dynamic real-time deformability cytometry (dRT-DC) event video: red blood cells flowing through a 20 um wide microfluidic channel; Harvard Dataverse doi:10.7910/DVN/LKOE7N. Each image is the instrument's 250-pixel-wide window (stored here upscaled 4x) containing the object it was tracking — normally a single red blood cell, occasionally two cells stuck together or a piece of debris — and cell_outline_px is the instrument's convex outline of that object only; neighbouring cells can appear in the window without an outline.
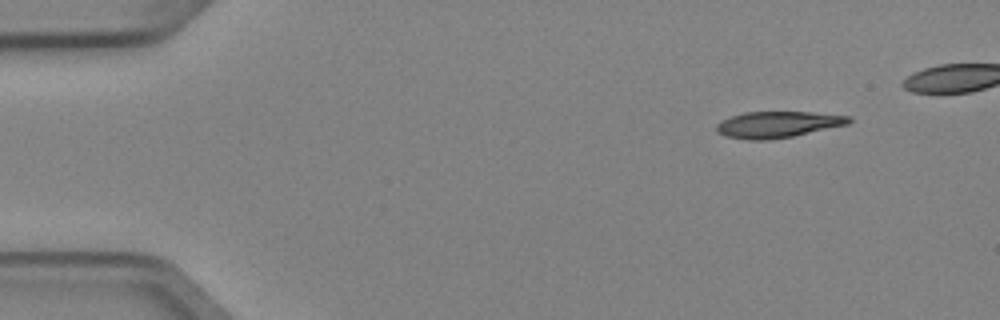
{"species": "Egyptian fruit bat (a non-hibernating species)", "species_latin": "Rousettus aegyptiacus", "temperature_condition": "cold", "stored_images_in_passage": 6, "segment_of_instrument_passage": [2, 2], "camera_frame_rate_fps": 3000, "um_per_image_px": 0.085, "animal": {"sex": "female"}, "frame": {"image": 1, "passage_image": 6, "time_ms": 1.667, "image_size_px": [1000, 320], "cell_outline_px": [[852, 120], [848, 124], [792, 136], [768, 140], [748, 140], [724, 136], [716, 132], [716, 124], [732, 116], [744, 112], [812, 112], [852, 116]], "centroid_in_image_um": [66.1, 10.58], "position_along_channel_um": 18.9, "area_um2": 20.23}}